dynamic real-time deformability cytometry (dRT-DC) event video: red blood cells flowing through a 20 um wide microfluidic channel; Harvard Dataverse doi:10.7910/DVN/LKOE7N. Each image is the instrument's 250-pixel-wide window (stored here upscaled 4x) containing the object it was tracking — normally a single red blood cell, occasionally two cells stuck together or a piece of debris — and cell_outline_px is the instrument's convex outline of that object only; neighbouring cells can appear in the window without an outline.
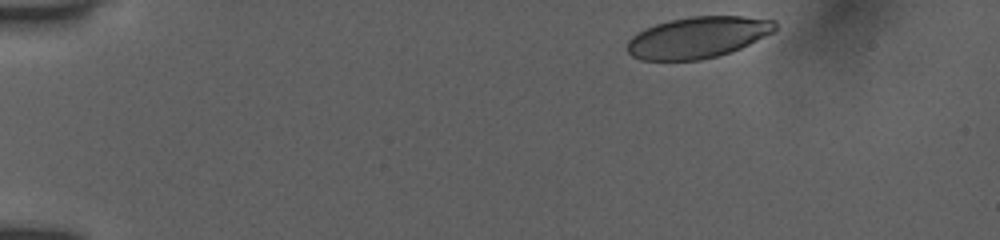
{"species": "human", "species_latin": "Homo sapiens", "temperature_condition": "room temperature", "stored_images_in_passage": 29, "camera_frame_rate_fps": 3000, "um_per_image_px": 0.085, "donor": {"sex": "female"}, "frame": {"image": 1, "passage_image": 1, "time_ms": 0.0, "image_size_px": [1000, 240], "cell_outline_px": [[776, 32], [740, 48], [716, 56], [700, 60], [640, 60], [632, 56], [628, 52], [628, 40], [632, 36], [656, 24], [672, 20], [692, 16], [744, 16], [776, 20]], "centroid_in_image_um": [59.36, 3.17], "position_along_channel_um": 25.6, "area_um2": 35.43}}
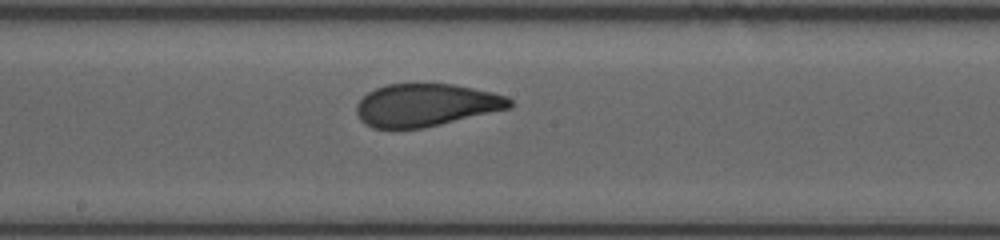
{"frame": {"image": 2, "passage_image": 16, "time_ms": 5.0, "image_size_px": [1000, 240], "cell_outline_px": [[512, 108], [424, 128], [372, 128], [364, 124], [360, 120], [356, 112], [356, 104], [368, 92], [376, 88], [388, 84], [452, 84], [492, 92], [508, 96], [512, 100]], "centroid_in_image_um": [36.22, 8.94], "position_along_channel_um": 212.0, "area_um2": 38.15}}
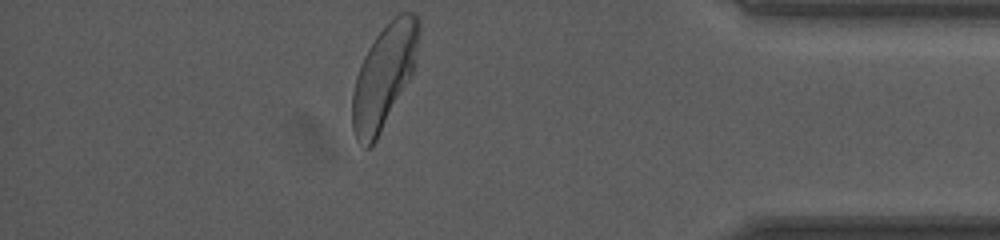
{"frame": {"image": 3, "passage_image": 29, "time_ms": 9.333, "image_size_px": [1000, 240], "cell_outline_px": [[420, 32], [412, 72], [408, 80], [376, 140], [368, 148], [364, 148], [356, 140], [352, 128], [352, 92], [356, 76], [360, 64], [368, 48], [376, 36], [400, 12], [412, 12], [420, 20]], "centroid_in_image_um": [32.61, 6.49], "position_along_channel_um": 402.6, "area_um2": 39.19}}